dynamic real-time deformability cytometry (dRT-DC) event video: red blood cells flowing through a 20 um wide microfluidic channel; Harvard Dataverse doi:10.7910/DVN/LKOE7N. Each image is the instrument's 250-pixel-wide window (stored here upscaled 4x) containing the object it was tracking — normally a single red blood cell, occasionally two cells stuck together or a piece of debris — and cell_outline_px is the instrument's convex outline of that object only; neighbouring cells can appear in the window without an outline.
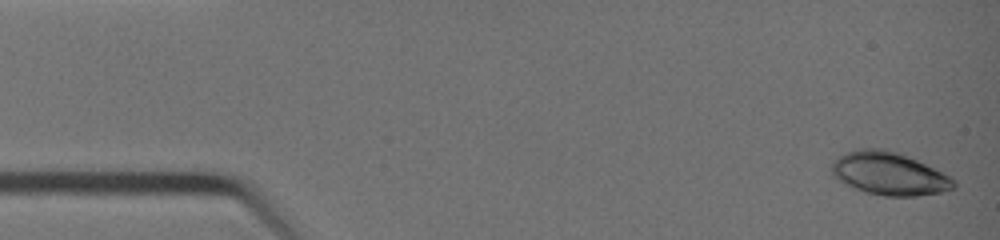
{"species": "common noctule bat (a hibernating species)", "species_latin": "Nyctalus noctula", "temperature_condition": "warm", "stored_images_in_passage": 40, "camera_frame_rate_fps": 3000, "um_per_image_px": 0.085, "animal": {"sex": "female", "body_mass_g": 19.0, "forearm_length_mm": 51.5}, "frame": {"image": 1, "passage_image": 1, "time_ms": 0.0, "image_size_px": [1000, 240], "cell_outline_px": [[956, 188], [940, 192], [916, 196], [884, 196], [864, 192], [840, 180], [832, 172], [832, 164], [840, 156], [848, 152], [860, 148], [884, 148], [908, 156], [956, 180]], "centroid_in_image_um": [75.6, 14.76], "position_along_channel_um": 9.4, "area_um2": 29.94}}
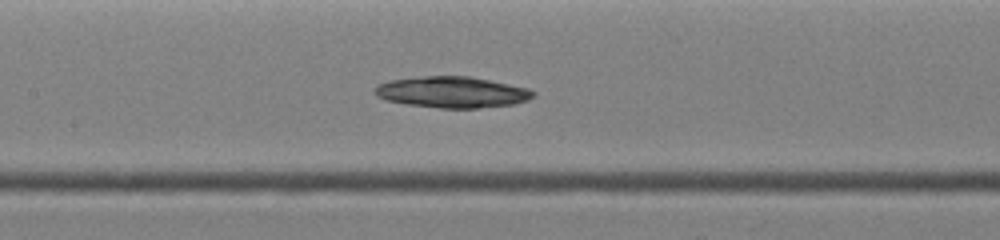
{"frame": {"image": 2, "passage_image": 19, "time_ms": 6.0, "image_size_px": [1000, 240], "cell_outline_px": [[536, 96], [528, 100], [512, 104], [476, 108], [440, 108], [408, 104], [388, 100], [376, 96], [376, 88], [380, 84], [388, 80], [424, 76], [468, 76], [528, 88], [536, 92]], "centroid_in_image_um": [38.46, 7.83], "position_along_channel_um": 168.9, "area_um2": 28.44}}
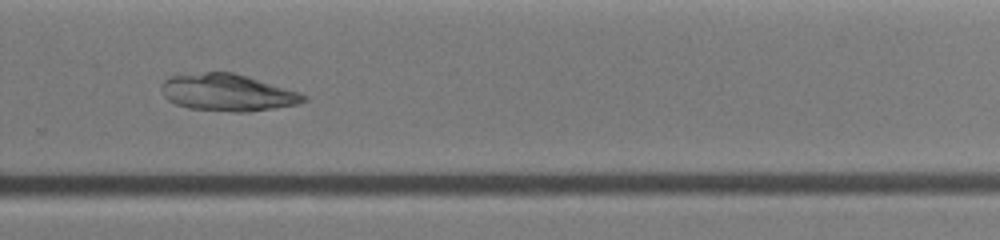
{"frame": {"image": 3, "passage_image": 28, "time_ms": 9.0, "image_size_px": [1000, 240], "cell_outline_px": [[308, 100], [296, 104], [276, 108], [248, 112], [232, 112], [188, 108], [176, 104], [168, 100], [164, 96], [160, 88], [160, 84], [168, 76], [208, 72], [232, 72], [300, 92], [308, 96]], "centroid_in_image_um": [19.32, 7.87], "position_along_channel_um": 310.5, "area_um2": 30.69}, "authors_computed_cell_mechanics": {"area_um2": 29.3335, "velocity_mm_per_s": 4.7178, "shape_relaxation_time_tau1_ms": null, "shape_relaxation_time_tau2_ms": 6.5511, "deformation_change_tau1": null, "deformation_change_tau2": 0.1442}}